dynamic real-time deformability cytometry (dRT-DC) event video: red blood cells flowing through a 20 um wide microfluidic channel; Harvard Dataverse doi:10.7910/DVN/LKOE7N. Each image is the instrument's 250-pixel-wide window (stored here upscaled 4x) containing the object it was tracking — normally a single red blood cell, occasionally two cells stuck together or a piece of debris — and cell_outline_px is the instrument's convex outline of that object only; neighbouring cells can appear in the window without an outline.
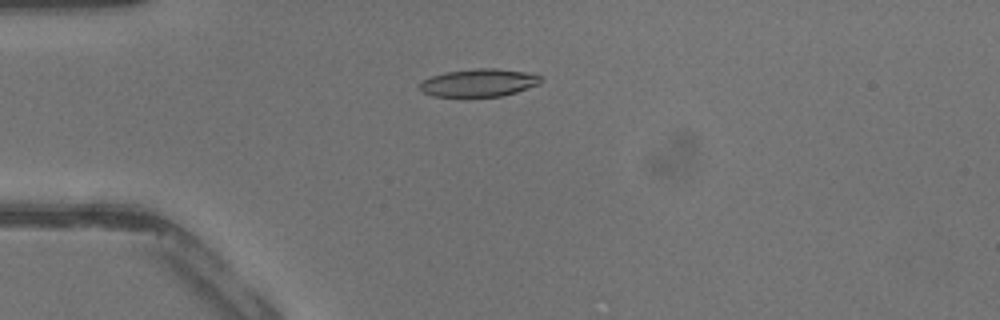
{"species": "common noctule bat (a hibernating species)", "species_latin": "Nyctalus noctula", "temperature_condition": "warm", "stored_images_in_passage": 41, "camera_frame_rate_fps": 3000, "um_per_image_px": 0.085, "animal": {"sex": "male", "body_mass_g": 13.3}, "frame": {"image": 1, "passage_image": 11, "time_ms": 3.333, "image_size_px": [1000, 320], "cell_outline_px": [[544, 80], [540, 84], [504, 96], [464, 100], [432, 96], [424, 92], [420, 88], [420, 84], [424, 80], [432, 76], [444, 72], [476, 68], [496, 68], [524, 72], [540, 76]], "centroid_in_image_um": [40.68, 7.09], "position_along_channel_um": 44.3, "area_um2": 20.52}}
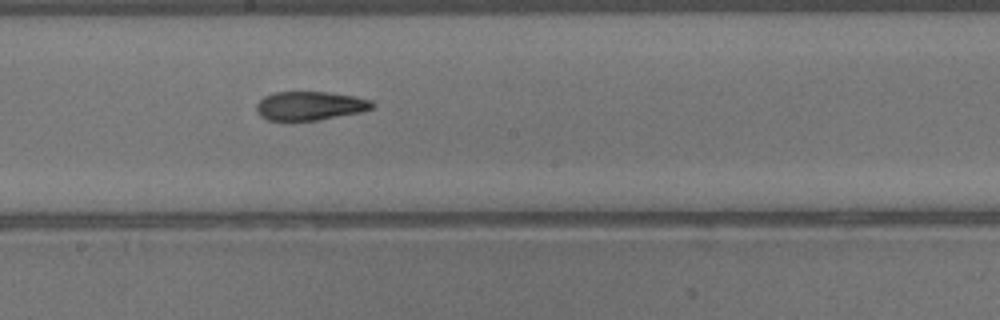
{"frame": {"image": 2, "passage_image": 23, "time_ms": 7.333, "image_size_px": [1000, 320], "cell_outline_px": [[376, 104], [372, 108], [360, 112], [316, 120], [268, 120], [260, 116], [256, 108], [256, 104], [264, 96], [276, 92], [328, 92], [356, 96], [372, 100]], "centroid_in_image_um": [26.36, 8.98], "position_along_channel_um": 221.8, "area_um2": 19.36}}
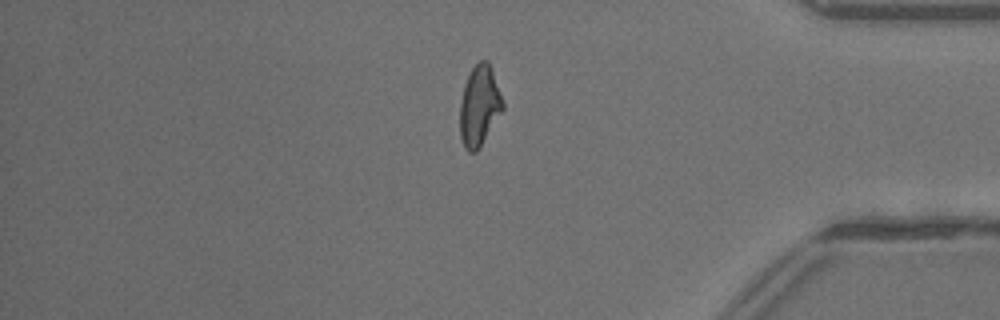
{"frame": {"image": 3, "passage_image": 35, "time_ms": 11.333, "image_size_px": [1000, 320], "cell_outline_px": [[504, 108], [476, 152], [468, 152], [464, 148], [460, 136], [460, 104], [464, 84], [472, 68], [480, 60], [488, 60], [504, 104]], "centroid_in_image_um": [40.73, 9.0], "position_along_channel_um": 394.5, "area_um2": 19.77}}